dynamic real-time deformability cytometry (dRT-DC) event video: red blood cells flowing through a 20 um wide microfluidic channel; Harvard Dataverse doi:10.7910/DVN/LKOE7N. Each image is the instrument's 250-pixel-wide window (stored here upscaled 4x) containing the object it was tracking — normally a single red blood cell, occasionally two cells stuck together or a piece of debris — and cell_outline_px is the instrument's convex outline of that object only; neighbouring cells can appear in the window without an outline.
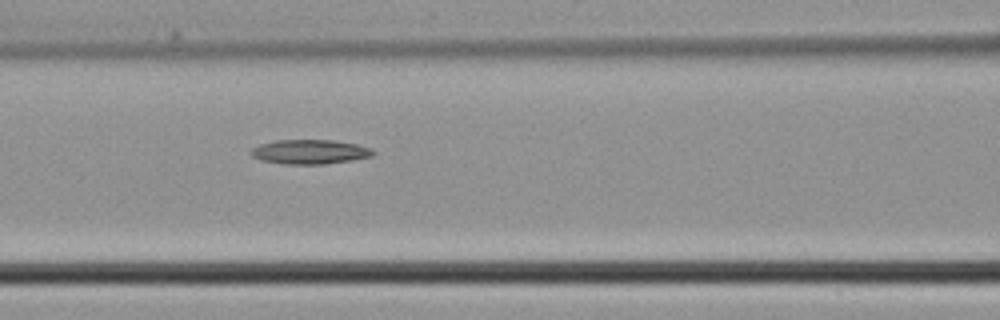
{"species": "common noctule bat (a hibernating species)", "species_latin": "Nyctalus noctula", "temperature_condition": "cold", "stored_images_in_passage": 4, "camera_frame_rate_fps": 3000, "um_per_image_px": 0.085, "animal": {"sex": "male", "body_mass_g": 21.5, "forearm_length_mm": 52.0}, "frame": {"image": 1, "passage_image": 4, "time_ms": 1.0, "image_size_px": [1000, 320], "cell_outline_px": [[376, 152], [372, 156], [352, 160], [324, 164], [284, 164], [260, 160], [252, 156], [248, 152], [252, 148], [260, 144], [276, 140], [332, 140], [356, 144], [372, 148]], "centroid_in_image_um": [26.32, 12.9], "position_along_channel_um": 140.3, "area_um2": 17.46}}